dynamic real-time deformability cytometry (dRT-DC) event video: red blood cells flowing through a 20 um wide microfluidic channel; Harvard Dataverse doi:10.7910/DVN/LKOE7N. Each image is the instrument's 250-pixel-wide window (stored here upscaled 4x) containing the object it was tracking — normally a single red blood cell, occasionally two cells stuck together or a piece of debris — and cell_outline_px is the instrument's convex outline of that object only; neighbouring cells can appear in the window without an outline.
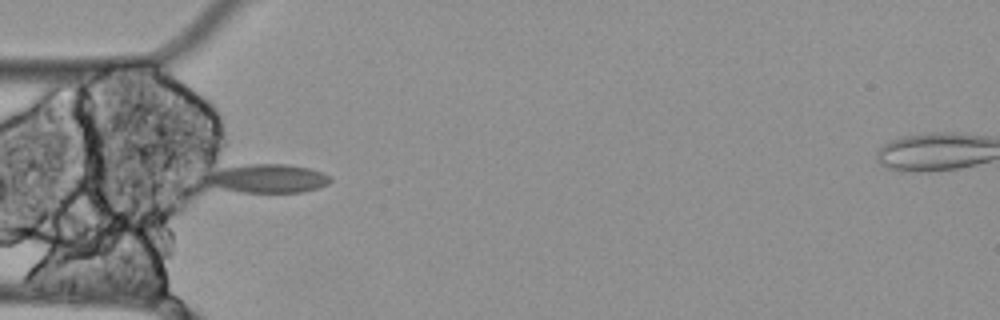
{"species": "Egyptian fruit bat (a non-hibernating species)", "species_latin": "Rousettus aegyptiacus", "temperature_condition": "cold", "stored_images_in_passage": 11, "camera_frame_rate_fps": 3000, "um_per_image_px": 0.085, "animal": {"sex": "female"}, "frame": {"image": 1, "passage_image": 4, "time_ms": 1.0, "image_size_px": [1000, 320], "cell_outline_px": [[332, 180], [328, 184], [316, 188], [300, 192], [244, 192], [224, 188], [208, 184], [208, 176], [220, 168], [248, 164], [284, 164], [308, 168], [324, 172], [332, 176]], "centroid_in_image_um": [22.84, 15.16], "position_along_channel_um": 62.2, "area_um2": 20.35}}
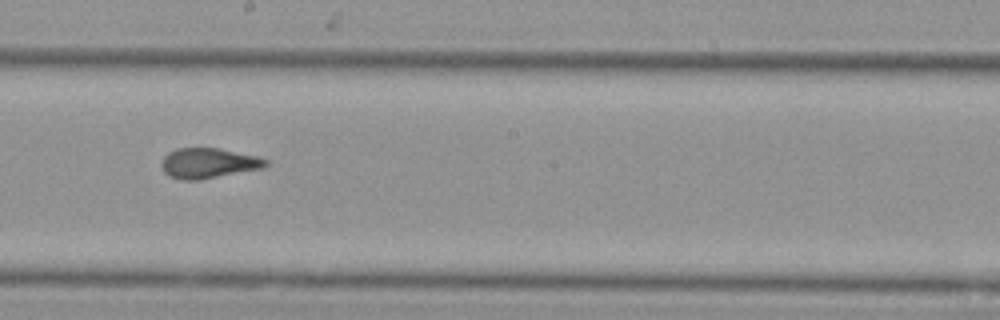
{"frame": {"image": 2, "passage_image": 8, "time_ms": 2.333, "image_size_px": [1000, 320], "cell_outline_px": [[268, 164], [264, 168], [200, 180], [184, 180], [168, 176], [164, 172], [160, 164], [164, 156], [168, 152], [176, 148], [220, 148], [256, 156], [268, 160]], "centroid_in_image_um": [17.7, 13.87], "position_along_channel_um": 230.5, "area_um2": 18.5}}
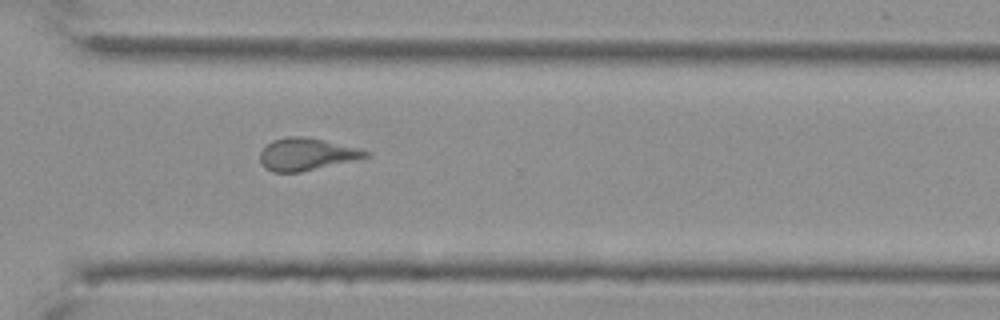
{"frame": {"image": 3, "passage_image": 11, "time_ms": 3.333, "image_size_px": [1000, 320], "cell_outline_px": [[372, 156], [300, 172], [272, 172], [264, 168], [260, 164], [260, 152], [272, 140], [288, 136], [304, 136], [324, 140], [360, 148], [372, 152]], "centroid_in_image_um": [26.07, 13.11], "position_along_channel_um": 344.5, "area_um2": 20.0}}